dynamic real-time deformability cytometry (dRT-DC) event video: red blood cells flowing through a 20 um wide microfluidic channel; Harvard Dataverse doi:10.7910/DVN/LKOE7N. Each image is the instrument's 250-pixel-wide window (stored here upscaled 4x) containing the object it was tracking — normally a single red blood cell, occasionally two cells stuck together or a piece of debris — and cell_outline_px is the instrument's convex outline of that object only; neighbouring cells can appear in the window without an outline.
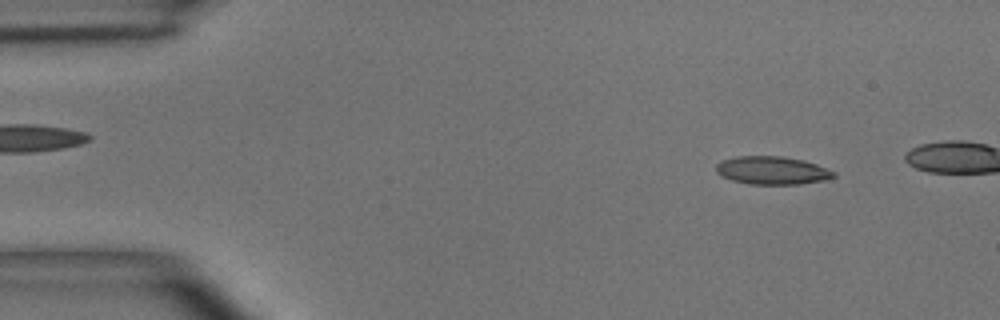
{"species": "common noctule bat (a hibernating species)", "species_latin": "Nyctalus noctula", "temperature_condition": "room temperature", "stored_images_in_passage": 5, "camera_frame_rate_fps": 3000, "um_per_image_px": 0.085, "animal": {"sex": "male", "body_mass_g": 15.6}, "frame": {"image": 1, "passage_image": 1, "time_ms": 0.0, "image_size_px": [1000, 320], "cell_outline_px": [[836, 176], [828, 180], [800, 184], [748, 184], [732, 180], [720, 176], [716, 172], [716, 164], [720, 160], [736, 156], [780, 156], [804, 160], [816, 164], [836, 172]], "centroid_in_image_um": [65.63, 14.49], "position_along_channel_um": 19.4, "area_um2": 19.48}}
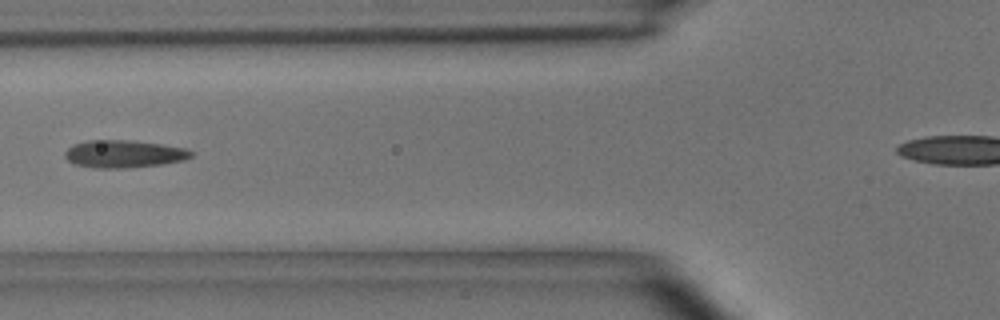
{"frame": {"image": 2, "passage_image": 5, "time_ms": 4.667, "image_size_px": [1000, 320], "cell_outline_px": [[192, 156], [184, 160], [160, 164], [124, 168], [92, 168], [76, 164], [68, 160], [64, 156], [64, 152], [72, 144], [88, 140], [132, 140], [160, 144], [184, 148], [192, 152]], "centroid_in_image_um": [10.48, 13.08], "position_along_channel_um": 115.3, "area_um2": 20.17}}